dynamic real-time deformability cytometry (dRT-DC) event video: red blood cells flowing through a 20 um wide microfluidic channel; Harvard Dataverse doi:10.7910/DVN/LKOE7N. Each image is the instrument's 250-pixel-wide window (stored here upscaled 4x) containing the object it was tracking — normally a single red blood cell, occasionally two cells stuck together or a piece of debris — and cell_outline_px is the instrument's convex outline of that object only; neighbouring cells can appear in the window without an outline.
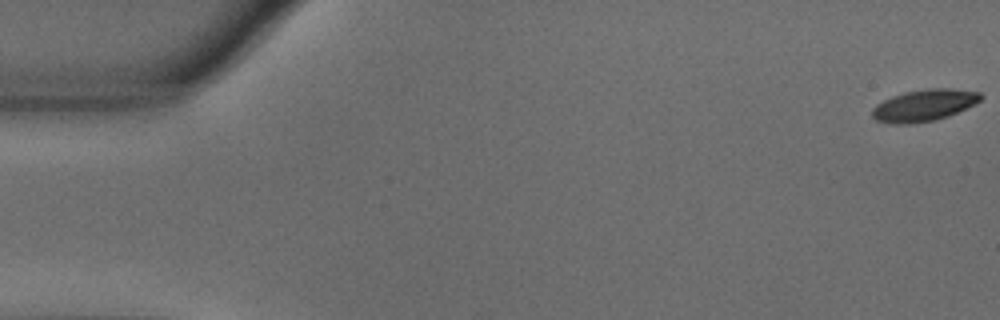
{"species": "common noctule bat (a hibernating species)", "species_latin": "Nyctalus noctula", "temperature_condition": "warm", "stored_images_in_passage": 57, "camera_frame_rate_fps": 3000, "um_per_image_px": 0.085, "animal": {"sex": "male", "body_mass_g": 18.8}, "frame": {"image": 1, "passage_image": 1, "time_ms": 0.0, "image_size_px": [1000, 320], "cell_outline_px": [[984, 96], [976, 104], [948, 116], [932, 120], [912, 124], [892, 124], [876, 120], [872, 116], [872, 108], [876, 104], [892, 96], [904, 92], [928, 88], [948, 88], [980, 92]], "centroid_in_image_um": [78.55, 8.95], "position_along_channel_um": 6.5, "area_um2": 20.11}}
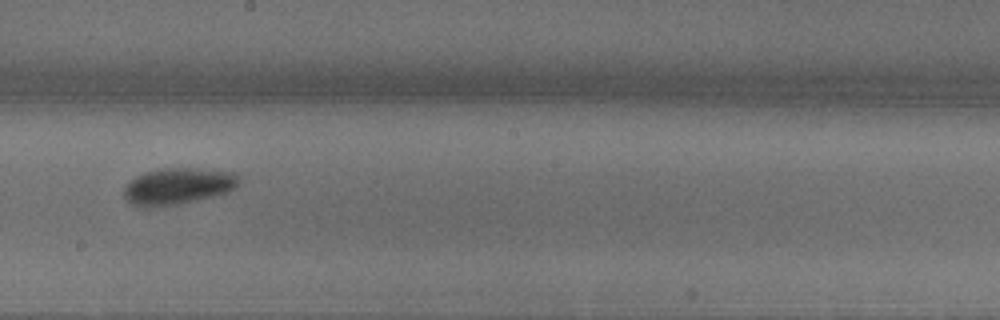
{"frame": {"image": 2, "passage_image": 32, "time_ms": 10.333, "image_size_px": [1000, 320], "cell_outline_px": [[240, 184], [236, 188], [228, 192], [180, 204], [156, 208], [140, 208], [132, 204], [124, 196], [124, 188], [136, 176], [144, 172], [156, 168], [196, 168], [236, 172], [240, 176]], "centroid_in_image_um": [15.15, 15.83], "position_along_channel_um": 233.1, "area_um2": 24.97}}
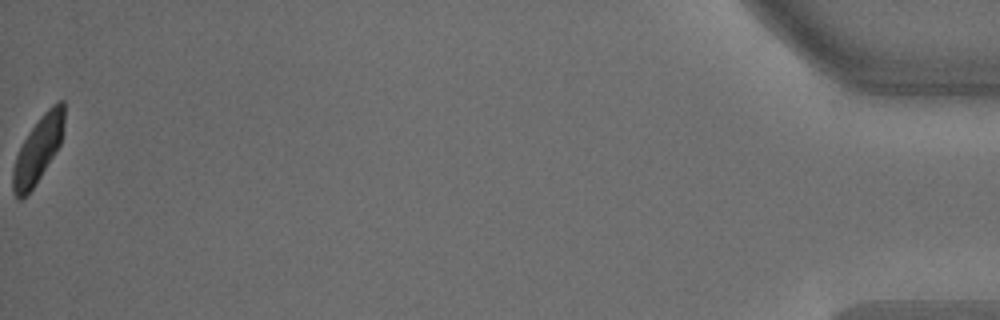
{"frame": {"image": 3, "passage_image": 57, "time_ms": 18.667, "image_size_px": [1000, 320], "cell_outline_px": [[64, 124], [60, 144], [56, 152], [32, 188], [20, 200], [12, 192], [12, 168], [16, 156], [28, 132], [40, 116], [52, 104], [60, 100], [64, 100]], "centroid_in_image_um": [3.23, 12.69], "position_along_channel_um": 432.0, "area_um2": 19.54}, "authors_computed_cell_mechanics": {"area_um2": 21.7328, "velocity_mm_per_s": 3.5866, "shape_relaxation_time_tau1_ms": 2.3777, "shape_relaxation_time_tau2_ms": 2.6964, "deformation_change_tau1": 0.1182, "deformation_change_tau2": 0.0692}}